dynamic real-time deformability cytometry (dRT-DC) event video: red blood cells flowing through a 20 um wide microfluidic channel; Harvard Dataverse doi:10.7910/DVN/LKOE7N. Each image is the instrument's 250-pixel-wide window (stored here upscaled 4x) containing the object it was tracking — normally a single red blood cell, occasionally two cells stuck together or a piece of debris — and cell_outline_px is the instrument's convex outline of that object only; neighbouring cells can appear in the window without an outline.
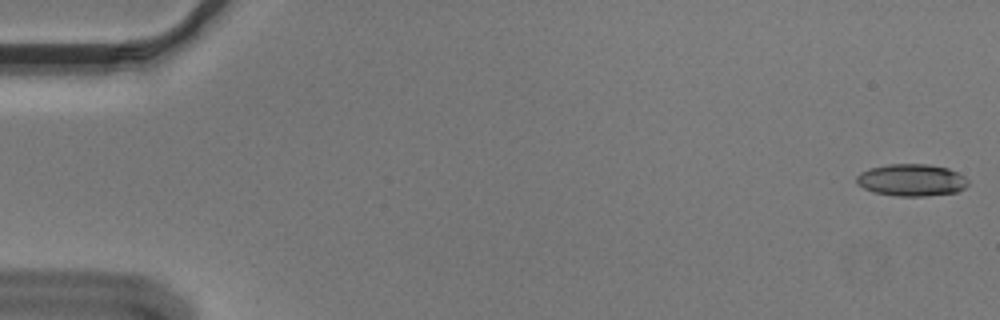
{"species": "Egyptian fruit bat (a non-hibernating species)", "species_latin": "Rousettus aegyptiacus", "temperature_condition": "cold", "stored_images_in_passage": 55, "camera_frame_rate_fps": 3000, "um_per_image_px": 0.085, "animal": {"sex": "male"}, "frame": {"image": 1, "passage_image": 1, "time_ms": 0.0, "image_size_px": [1000, 320], "cell_outline_px": [[968, 184], [964, 188], [956, 192], [924, 196], [896, 196], [872, 192], [856, 184], [856, 176], [860, 172], [872, 168], [888, 164], [928, 164], [948, 168], [964, 176], [968, 180]], "centroid_in_image_um": [77.46, 15.31], "position_along_channel_um": 7.5, "area_um2": 20.87}}
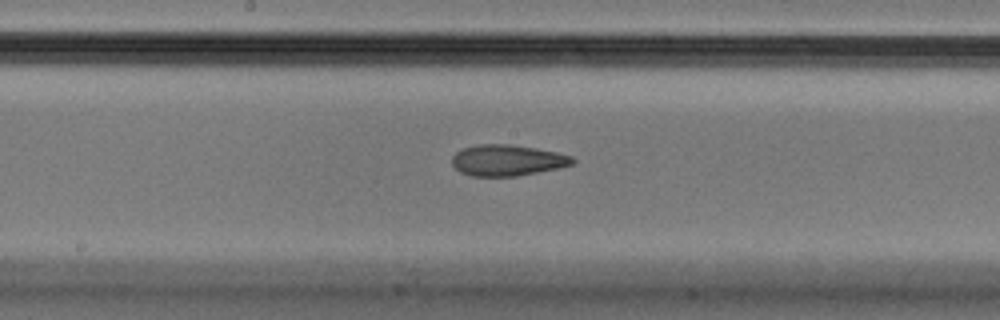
{"frame": {"image": 2, "passage_image": 29, "time_ms": 9.333, "image_size_px": [1000, 320], "cell_outline_px": [[576, 160], [572, 164], [560, 168], [516, 176], [472, 176], [460, 172], [452, 164], [452, 156], [456, 152], [464, 148], [480, 144], [512, 144], [536, 148], [556, 152], [572, 156]], "centroid_in_image_um": [43.13, 13.62], "position_along_channel_um": 205.1, "area_um2": 21.85}}
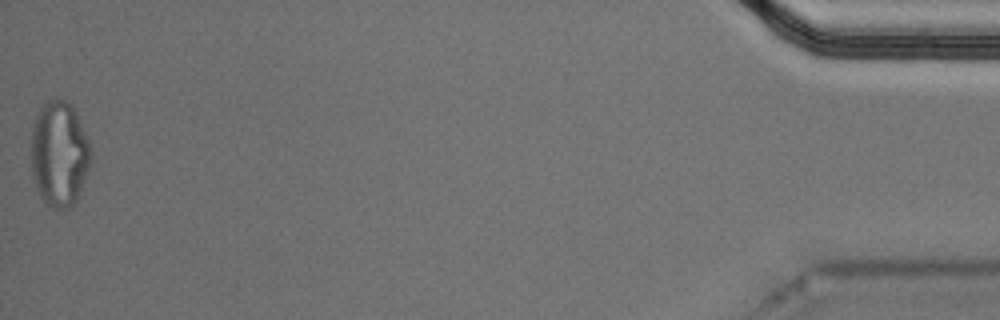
{"frame": {"image": 3, "passage_image": 55, "time_ms": 18.0, "image_size_px": [1000, 320], "cell_outline_px": [[92, 164], [80, 196], [68, 208], [56, 212], [40, 196], [36, 188], [32, 176], [32, 124], [40, 108], [52, 96], [56, 96], [64, 100], [76, 112], [88, 140], [92, 152]], "centroid_in_image_um": [5.06, 13.11], "position_along_channel_um": 430.1, "area_um2": 37.4}, "authors_computed_cell_mechanics": {"area_um2": 21.8484, "velocity_mm_per_s": 3.6561, "shape_relaxation_time_tau1_ms": null, "shape_relaxation_time_tau2_ms": 4.9497, "deformation_change_tau1": null, "deformation_change_tau2": 0.14}}